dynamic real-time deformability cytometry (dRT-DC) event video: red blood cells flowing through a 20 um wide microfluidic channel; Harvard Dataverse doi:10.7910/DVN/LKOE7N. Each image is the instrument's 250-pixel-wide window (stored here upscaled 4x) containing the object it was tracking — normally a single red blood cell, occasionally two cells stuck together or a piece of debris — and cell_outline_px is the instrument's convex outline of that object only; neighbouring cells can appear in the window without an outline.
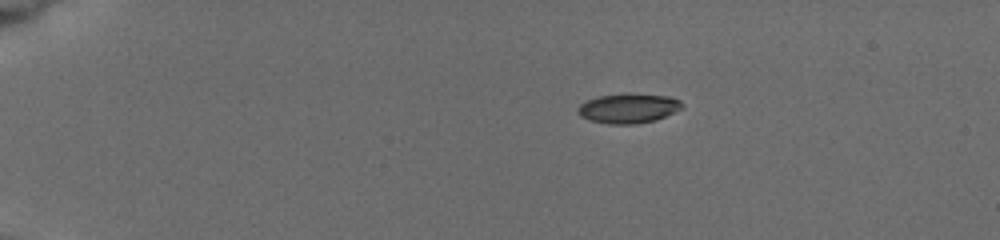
{"species": "common noctule bat (a hibernating species)", "species_latin": "Nyctalus noctula", "temperature_condition": "cold", "stored_images_in_passage": 7, "camera_frame_rate_fps": 3000, "um_per_image_px": 0.085, "animal": {"sex": "female", "body_mass_g": 19.5, "forearm_length_mm": 54.1}, "frame": {"image": 1, "passage_image": 1, "time_ms": 0.0, "image_size_px": [1000, 240], "cell_outline_px": [[684, 108], [656, 120], [636, 124], [608, 124], [588, 120], [580, 116], [576, 112], [576, 108], [580, 104], [596, 96], [628, 92], [668, 96], [680, 100], [684, 104]], "centroid_in_image_um": [53.41, 9.19], "position_along_channel_um": 31.6, "area_um2": 18.55}}
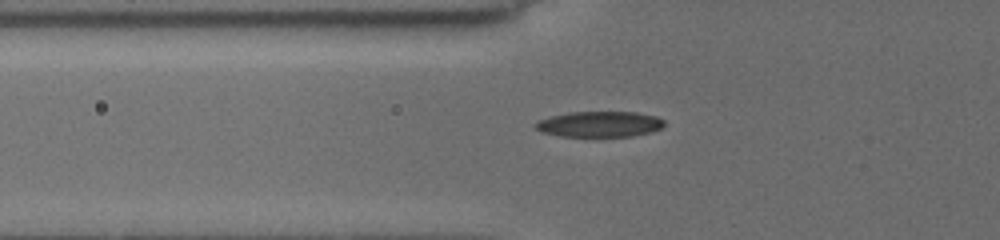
{"frame": {"image": 2, "passage_image": 5, "time_ms": 3.333, "image_size_px": [1000, 240], "cell_outline_px": [[664, 124], [660, 128], [652, 132], [632, 136], [560, 136], [544, 132], [536, 128], [532, 124], [540, 120], [552, 116], [568, 112], [636, 112], [656, 116], [664, 120]], "centroid_in_image_um": [50.98, 10.55], "position_along_channel_um": 74.8, "area_um2": 19.13}}
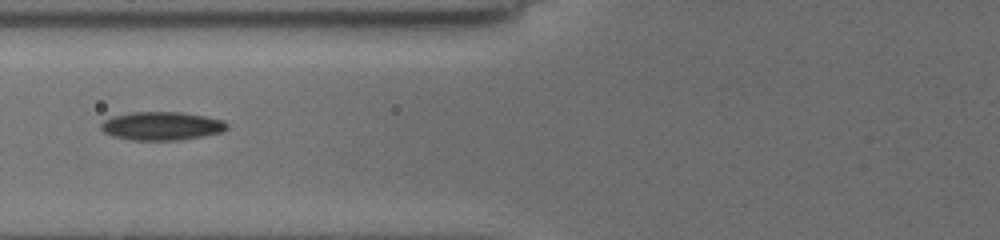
{"frame": {"image": 3, "passage_image": 6, "time_ms": 4.333, "image_size_px": [1000, 240], "cell_outline_px": [[228, 128], [224, 132], [180, 140], [132, 140], [112, 136], [104, 132], [100, 128], [100, 124], [104, 120], [112, 116], [132, 112], [180, 112], [204, 116], [224, 120], [228, 124]], "centroid_in_image_um": [13.75, 10.71], "position_along_channel_um": 112.1, "area_um2": 20.98}}